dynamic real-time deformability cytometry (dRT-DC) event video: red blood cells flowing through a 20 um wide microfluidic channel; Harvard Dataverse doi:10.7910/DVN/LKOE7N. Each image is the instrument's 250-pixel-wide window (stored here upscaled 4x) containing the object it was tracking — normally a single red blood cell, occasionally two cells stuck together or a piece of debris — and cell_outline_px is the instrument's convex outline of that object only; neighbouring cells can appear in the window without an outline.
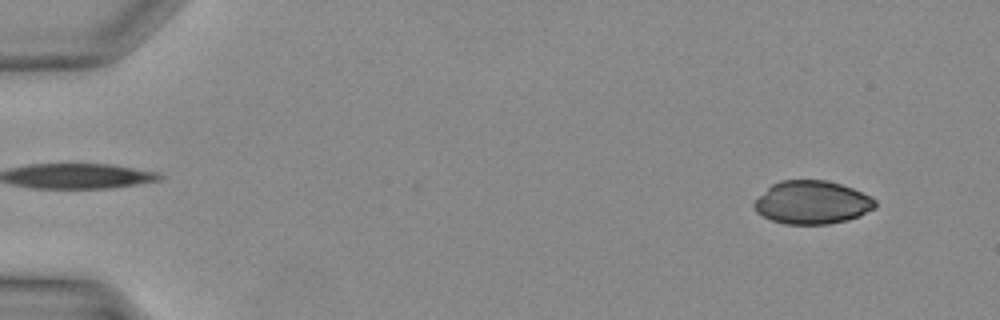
{"species": "Egyptian fruit bat (a non-hibernating species)", "species_latin": "Rousettus aegyptiacus", "temperature_condition": "warm", "stored_images_in_passage": 39, "camera_frame_rate_fps": 3000, "um_per_image_px": 0.085, "animal": {"sex": "female"}, "frame": {"image": 1, "passage_image": 3, "time_ms": 0.667, "image_size_px": [1000, 320], "cell_outline_px": [[876, 208], [860, 216], [848, 220], [828, 224], [784, 224], [772, 220], [756, 212], [752, 204], [772, 184], [780, 180], [828, 180], [852, 188], [876, 200]], "centroid_in_image_um": [69.04, 17.21], "position_along_channel_um": 16.0, "area_um2": 30.4}}
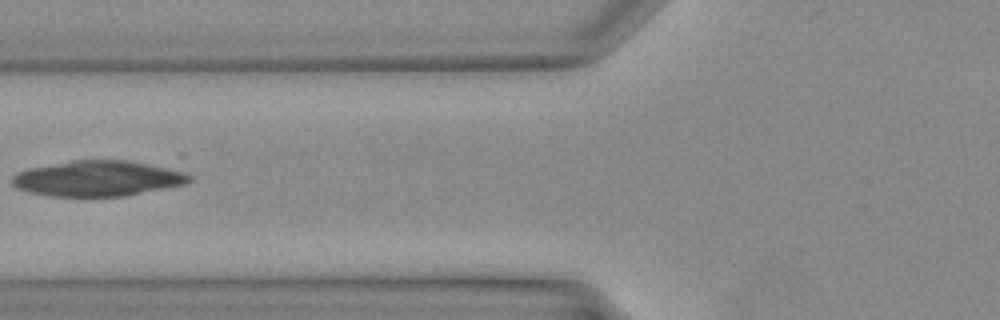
{"frame": {"image": 2, "passage_image": 16, "time_ms": 5.0, "image_size_px": [1000, 320], "cell_outline_px": [[192, 180], [184, 184], [124, 196], [52, 196], [28, 192], [16, 188], [12, 184], [12, 176], [16, 172], [28, 168], [76, 160], [128, 160], [176, 168], [192, 176]], "centroid_in_image_um": [8.32, 15.16], "position_along_channel_um": 117.5, "area_um2": 36.82}}
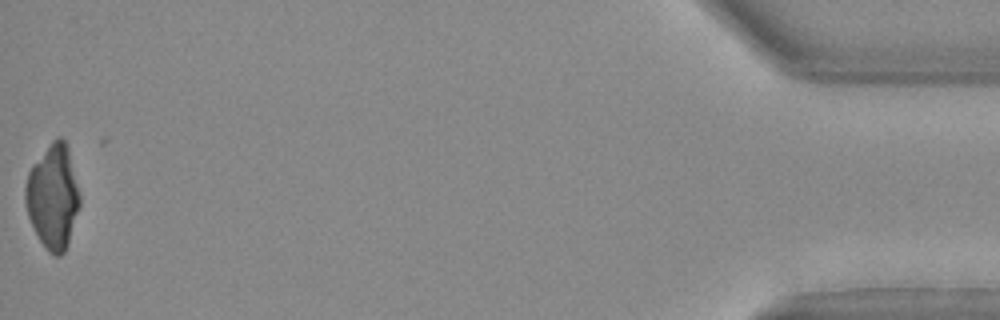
{"frame": {"image": 3, "passage_image": 39, "time_ms": 12.667, "image_size_px": [1000, 320], "cell_outline_px": [[80, 204], [68, 244], [64, 252], [60, 256], [56, 256], [48, 252], [40, 240], [28, 216], [24, 200], [24, 188], [28, 172], [32, 164], [52, 140], [56, 136], [60, 136], [64, 140], [68, 148], [80, 192]], "centroid_in_image_um": [4.49, 16.7], "position_along_channel_um": 430.7, "area_um2": 33.18}}